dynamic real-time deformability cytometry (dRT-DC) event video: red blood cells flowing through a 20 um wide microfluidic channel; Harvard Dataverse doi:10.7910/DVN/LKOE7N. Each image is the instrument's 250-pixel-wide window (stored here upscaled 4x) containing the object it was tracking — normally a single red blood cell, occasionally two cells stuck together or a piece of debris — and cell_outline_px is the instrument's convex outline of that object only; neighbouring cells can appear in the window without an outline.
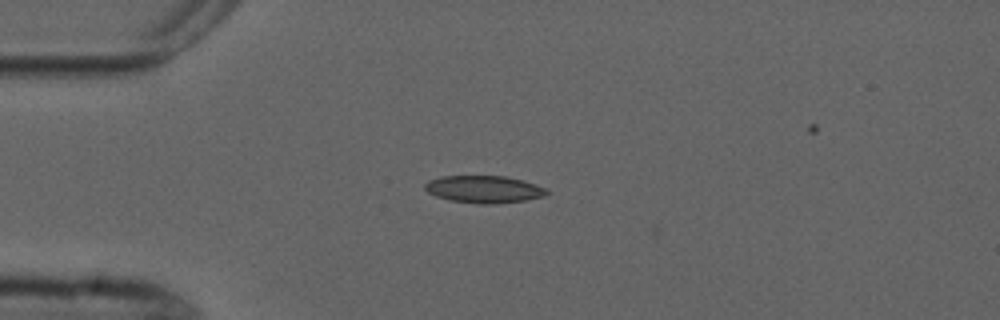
{"species": "common noctule bat (a hibernating species)", "species_latin": "Nyctalus noctula", "temperature_condition": "cold", "stored_images_in_passage": 4, "camera_frame_rate_fps": 3000, "um_per_image_px": 0.085, "animal": {"sex": "male", "forearm_length_mm": 52.5}, "frame": {"image": 1, "passage_image": 3, "time_ms": 2.333, "image_size_px": [1000, 320], "cell_outline_px": [[548, 192], [544, 196], [524, 200], [496, 204], [480, 204], [448, 200], [436, 196], [428, 192], [424, 188], [424, 184], [428, 180], [440, 176], [504, 176], [536, 184], [548, 188]], "centroid_in_image_um": [41.11, 16.09], "position_along_channel_um": 43.9, "area_um2": 19.42}}